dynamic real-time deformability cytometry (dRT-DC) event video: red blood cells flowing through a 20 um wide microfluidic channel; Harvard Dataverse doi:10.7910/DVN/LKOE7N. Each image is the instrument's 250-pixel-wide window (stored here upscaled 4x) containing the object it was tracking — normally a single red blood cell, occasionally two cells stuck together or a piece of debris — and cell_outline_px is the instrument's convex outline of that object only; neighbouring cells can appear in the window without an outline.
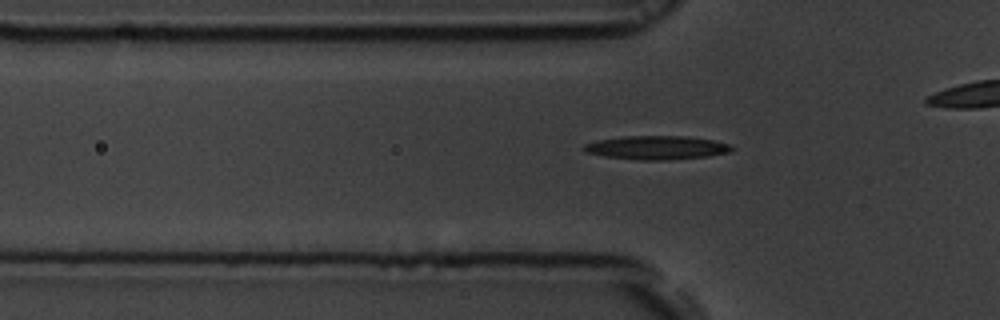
{"species": "common noctule bat (a hibernating species)", "species_latin": "Nyctalus noctula", "temperature_condition": "room temperature", "stored_images_in_passage": 30, "camera_frame_rate_fps": 3000, "um_per_image_px": 0.085, "animal": {"sex": "male", "body_mass_g": 19.5, "forearm_length_mm": 54.6}, "frame": {"image": 1, "passage_image": 4, "time_ms": 1.0, "image_size_px": [1000, 320], "cell_outline_px": [[732, 152], [708, 156], [668, 160], [640, 160], [604, 156], [584, 152], [580, 148], [584, 144], [600, 140], [624, 136], [684, 136], [712, 140], [728, 144], [732, 148]], "centroid_in_image_um": [55.78, 12.55], "position_along_channel_um": 70.0, "area_um2": 20.35}}
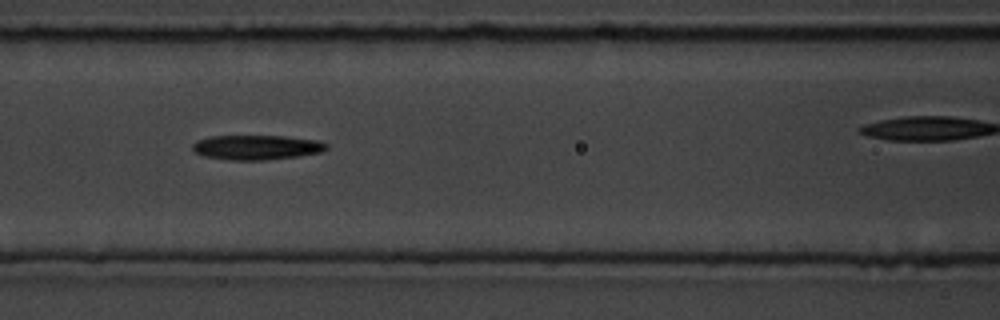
{"frame": {"image": 2, "passage_image": 10, "time_ms": 3.0, "image_size_px": [1000, 320], "cell_outline_px": [[328, 148], [324, 152], [300, 156], [264, 160], [232, 160], [204, 156], [196, 152], [192, 148], [192, 144], [196, 140], [212, 136], [284, 136], [316, 140], [328, 144]], "centroid_in_image_um": [21.84, 12.52], "position_along_channel_um": 144.8, "area_um2": 19.31}}
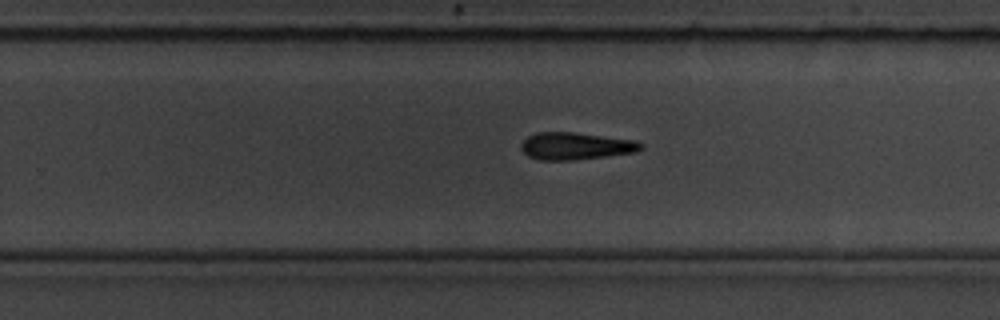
{"frame": {"image": 3, "passage_image": 21, "time_ms": 6.667, "image_size_px": [1000, 320], "cell_outline_px": [[644, 148], [636, 152], [576, 160], [540, 160], [528, 156], [520, 148], [520, 144], [528, 136], [536, 132], [576, 132], [636, 140], [644, 144]], "centroid_in_image_um": [48.96, 12.41], "position_along_channel_um": 280.8, "area_um2": 19.25}}